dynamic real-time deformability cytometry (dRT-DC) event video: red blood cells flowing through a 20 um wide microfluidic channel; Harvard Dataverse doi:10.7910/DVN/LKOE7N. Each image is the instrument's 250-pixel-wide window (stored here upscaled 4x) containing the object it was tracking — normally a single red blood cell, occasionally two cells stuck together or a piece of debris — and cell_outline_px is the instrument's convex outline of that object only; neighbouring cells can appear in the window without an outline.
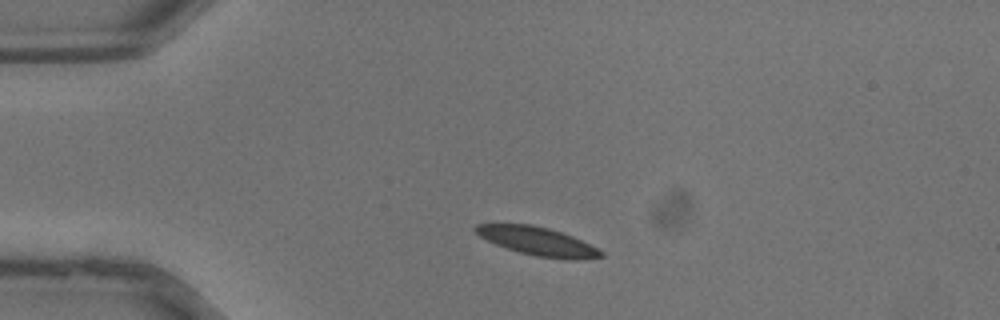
{"species": "common noctule bat (a hibernating species)", "species_latin": "Nyctalus noctula", "temperature_condition": "warm", "stored_images_in_passage": 29, "camera_frame_rate_fps": 3000, "um_per_image_px": 0.085, "animal": {"sex": "male", "body_mass_g": 13.3}, "frame": {"image": 1, "passage_image": 1, "time_ms": 0.0, "image_size_px": [1000, 320], "cell_outline_px": [[604, 256], [536, 256], [520, 252], [496, 244], [480, 236], [472, 228], [476, 224], [532, 224], [548, 228], [572, 236], [604, 252]], "centroid_in_image_um": [45.54, 20.43], "position_along_channel_um": 39.5, "area_um2": 19.36}}
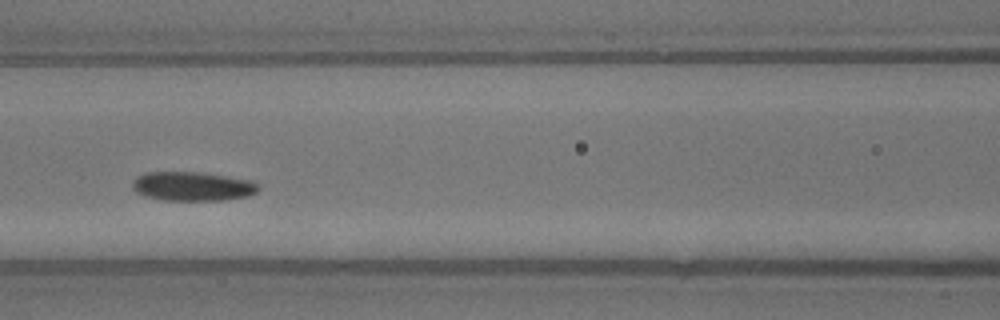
{"frame": {"image": 2, "passage_image": 9, "time_ms": 2.667, "image_size_px": [1000, 320], "cell_outline_px": [[260, 188], [256, 192], [248, 196], [224, 200], [164, 200], [148, 196], [136, 192], [132, 188], [132, 180], [136, 176], [144, 172], [196, 172], [224, 176], [248, 180], [256, 184]], "centroid_in_image_um": [16.31, 15.83], "position_along_channel_um": 150.3, "area_um2": 21.15}}
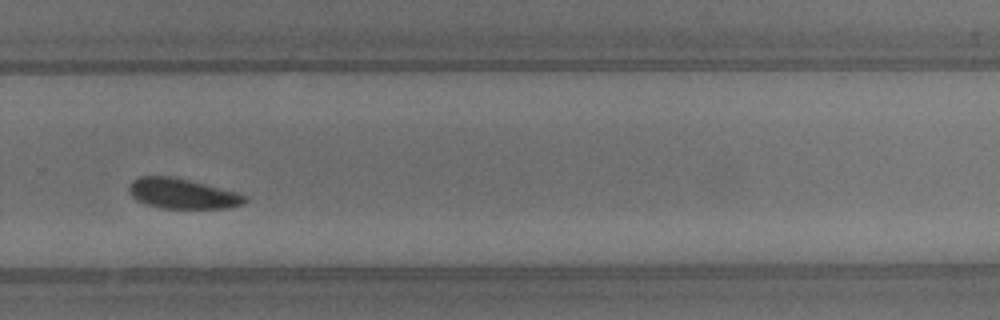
{"frame": {"image": 3, "passage_image": 18, "time_ms": 5.667, "image_size_px": [1000, 320], "cell_outline_px": [[248, 200], [244, 204], [228, 208], [160, 208], [144, 204], [136, 200], [132, 196], [128, 188], [132, 180], [140, 176], [172, 176], [240, 192], [248, 196]], "centroid_in_image_um": [15.54, 16.46], "position_along_channel_um": 314.3, "area_um2": 20.69}}